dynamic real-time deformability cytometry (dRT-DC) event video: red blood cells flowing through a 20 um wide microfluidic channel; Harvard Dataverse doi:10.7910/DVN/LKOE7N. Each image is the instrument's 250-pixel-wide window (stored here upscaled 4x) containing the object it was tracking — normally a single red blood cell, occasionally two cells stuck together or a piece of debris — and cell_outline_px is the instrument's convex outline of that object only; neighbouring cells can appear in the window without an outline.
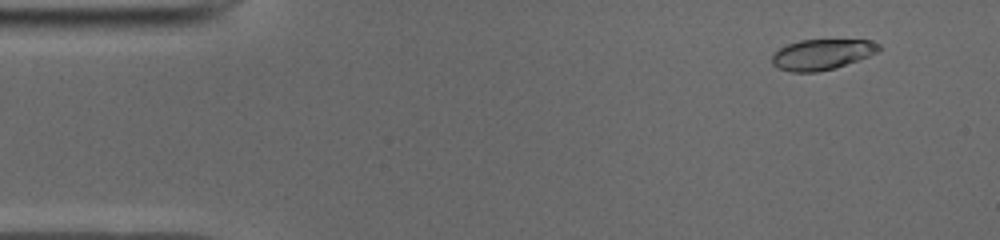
{"species": "common noctule bat (a hibernating species)", "species_latin": "Nyctalus noctula", "temperature_condition": "cold", "stored_images_in_passage": 50, "camera_frame_rate_fps": 3000, "um_per_image_px": 0.085, "animal": {"sex": "male", "body_mass_g": 19.0, "forearm_length_mm": 50.8}, "frame": {"image": 1, "passage_image": 4, "time_ms": 1.0, "image_size_px": [1000, 240], "cell_outline_px": [[884, 48], [868, 56], [836, 68], [816, 72], [792, 72], [780, 68], [772, 64], [772, 56], [780, 48], [788, 44], [800, 40], [872, 40], [880, 44]], "centroid_in_image_um": [69.9, 4.62], "position_along_channel_um": 15.1, "area_um2": 18.96}}
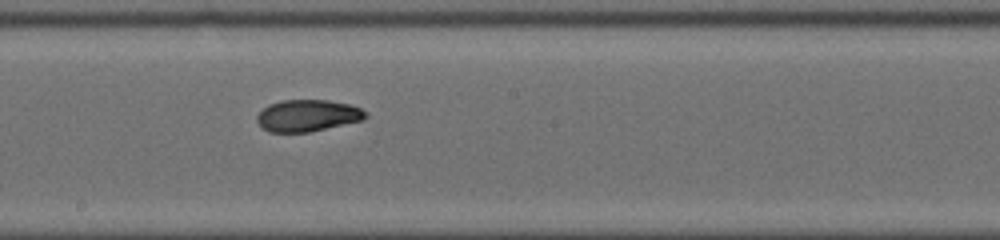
{"frame": {"image": 2, "passage_image": 27, "time_ms": 8.667, "image_size_px": [1000, 240], "cell_outline_px": [[368, 116], [364, 120], [308, 132], [268, 132], [256, 120], [256, 116], [268, 104], [280, 100], [328, 100], [348, 104], [360, 108], [368, 112]], "centroid_in_image_um": [26.16, 9.82], "position_along_channel_um": 222.0, "area_um2": 20.11}}
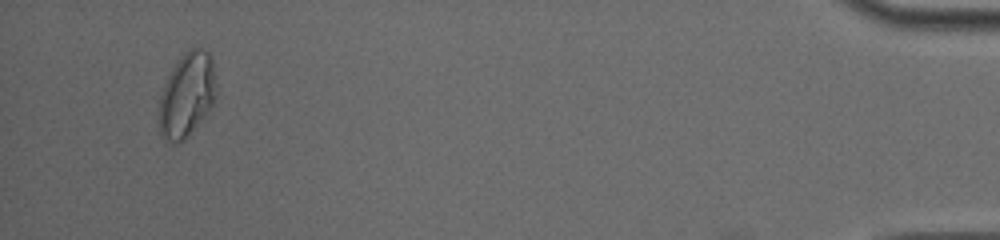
{"frame": {"image": 3, "passage_image": 48, "time_ms": 15.667, "image_size_px": [1000, 240], "cell_outline_px": [[216, 96], [208, 112], [180, 140], [164, 140], [160, 136], [156, 112], [160, 96], [164, 84], [176, 60], [188, 48], [204, 48], [212, 56], [216, 76]], "centroid_in_image_um": [15.86, 7.98], "position_along_channel_um": 419.3, "area_um2": 28.26}, "authors_computed_cell_mechanics": {"area_um2": 20.3167, "velocity_mm_per_s": 3.9502, "shape_relaxation_time_tau1_ms": 6.1502, "shape_relaxation_time_tau2_ms": 1.7987, "deformation_change_tau1": 0.1707, "deformation_change_tau2": 0.0563}}